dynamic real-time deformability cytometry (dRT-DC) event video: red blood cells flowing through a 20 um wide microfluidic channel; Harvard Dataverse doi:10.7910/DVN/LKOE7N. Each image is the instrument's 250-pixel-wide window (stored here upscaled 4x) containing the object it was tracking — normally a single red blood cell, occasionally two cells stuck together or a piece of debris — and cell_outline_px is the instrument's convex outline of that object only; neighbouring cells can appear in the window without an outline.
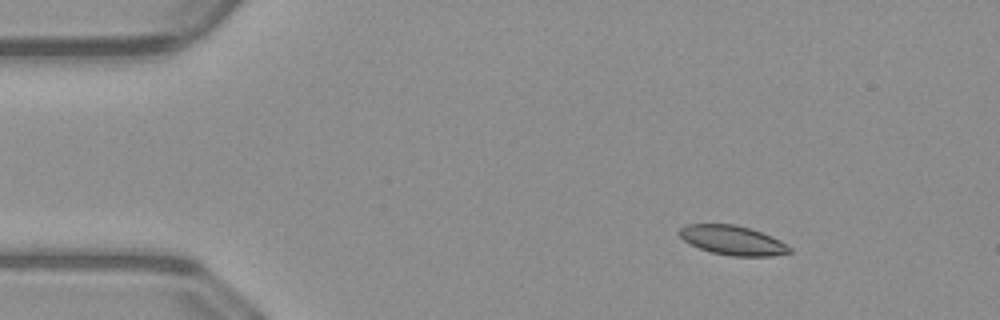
{"species": "common noctule bat (a hibernating species)", "species_latin": "Nyctalus noctula", "temperature_condition": "warm", "stored_images_in_passage": 45, "camera_frame_rate_fps": 3000, "um_per_image_px": 0.085, "animal": {"sex": "male", "body_mass_g": 23.1, "forearm_length_mm": 52.7}, "frame": {"image": 1, "passage_image": 1, "time_ms": 0.0, "image_size_px": [1000, 320], "cell_outline_px": [[792, 252], [772, 256], [732, 256], [712, 252], [688, 244], [676, 232], [680, 228], [688, 224], [736, 224], [772, 236], [780, 240], [792, 248]], "centroid_in_image_um": [62.26, 20.42], "position_along_channel_um": 22.7, "area_um2": 18.9}}
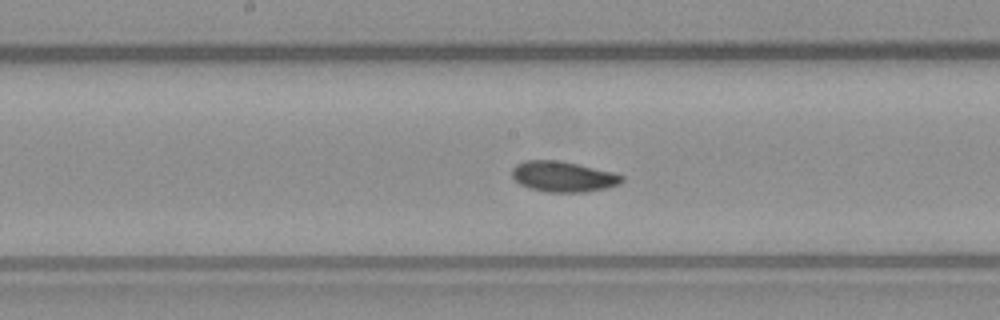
{"frame": {"image": 2, "passage_image": 20, "time_ms": 6.333, "image_size_px": [1000, 320], "cell_outline_px": [[624, 180], [620, 184], [604, 188], [584, 192], [548, 192], [528, 188], [520, 184], [512, 176], [512, 168], [516, 164], [524, 160], [560, 160], [612, 172], [624, 176]], "centroid_in_image_um": [47.85, 15.0], "position_along_channel_um": 200.4, "area_um2": 19.54}}
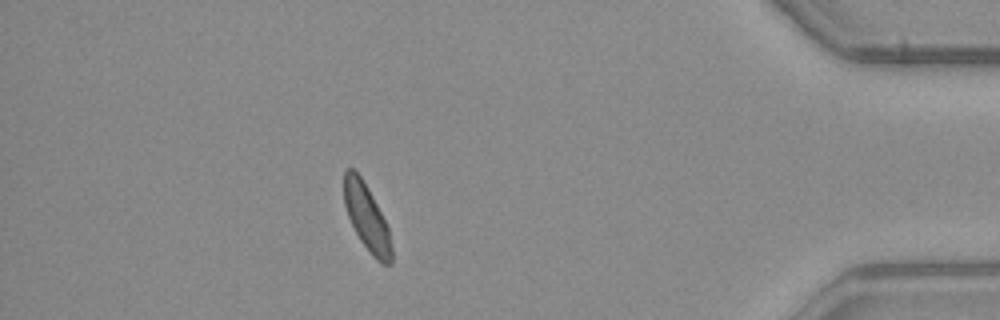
{"frame": {"image": 3, "passage_image": 39, "time_ms": 12.667, "image_size_px": [1000, 320], "cell_outline_px": [[392, 264], [380, 264], [372, 256], [360, 240], [348, 216], [344, 204], [344, 172], [348, 168], [352, 168], [360, 176], [372, 196], [388, 228], [392, 248]], "centroid_in_image_um": [31.17, 18.53], "position_along_channel_um": 404.0, "area_um2": 18.03}, "authors_computed_cell_mechanics": {"area_um2": 19.2474, "velocity_mm_per_s": 4.0223, "shape_relaxation_time_tau1_ms": 10.8666, "shape_relaxation_time_tau2_ms": 5.3901, "deformation_change_tau1": 0.1776, "deformation_change_tau2": 0.0987}}